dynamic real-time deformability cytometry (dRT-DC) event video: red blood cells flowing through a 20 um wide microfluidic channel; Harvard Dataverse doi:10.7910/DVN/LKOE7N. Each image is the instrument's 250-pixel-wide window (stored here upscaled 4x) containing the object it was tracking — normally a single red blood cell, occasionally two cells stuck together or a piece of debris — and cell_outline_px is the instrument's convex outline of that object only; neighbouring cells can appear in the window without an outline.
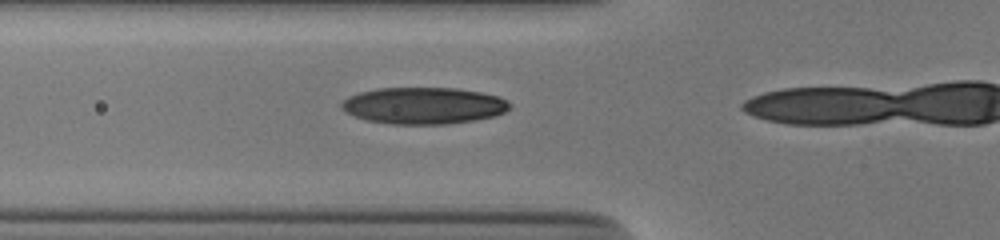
{"species": "human", "species_latin": "Homo sapiens", "temperature_condition": "cold", "stored_images_in_passage": 19, "camera_frame_rate_fps": 3000, "um_per_image_px": 0.085, "donor": {"sex": "male"}, "frame": {"image": 1, "passage_image": 15, "time_ms": 4.667, "image_size_px": [1000, 240], "cell_outline_px": [[512, 104], [504, 112], [492, 116], [476, 120], [448, 124], [392, 124], [364, 120], [340, 108], [340, 104], [348, 96], [360, 92], [376, 88], [456, 88], [480, 92], [500, 96], [508, 100]], "centroid_in_image_um": [36.01, 8.97], "position_along_channel_um": 89.8, "area_um2": 36.07}}
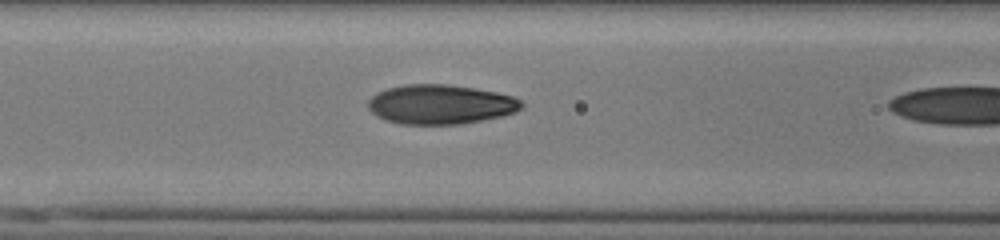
{"frame": {"image": 2, "passage_image": 18, "time_ms": 5.667, "image_size_px": [1000, 240], "cell_outline_px": [[524, 104], [516, 112], [500, 116], [460, 124], [400, 124], [384, 120], [376, 116], [368, 108], [368, 100], [376, 92], [388, 88], [404, 84], [448, 84], [496, 92], [512, 96], [520, 100]], "centroid_in_image_um": [37.39, 8.87], "position_along_channel_um": 129.2, "area_um2": 35.26}}